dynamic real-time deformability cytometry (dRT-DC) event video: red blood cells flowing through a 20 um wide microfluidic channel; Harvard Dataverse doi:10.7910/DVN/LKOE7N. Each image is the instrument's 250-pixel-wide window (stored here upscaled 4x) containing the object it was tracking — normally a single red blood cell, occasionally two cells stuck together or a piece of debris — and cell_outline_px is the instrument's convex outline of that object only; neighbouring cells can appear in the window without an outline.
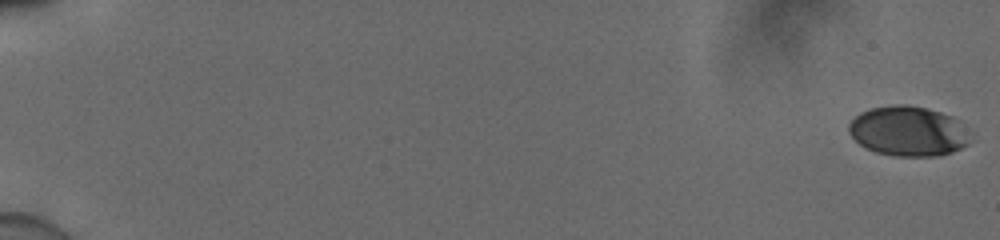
{"species": "human", "species_latin": "Homo sapiens", "temperature_condition": "cold", "stored_images_in_passage": 56, "camera_frame_rate_fps": 3000, "um_per_image_px": 0.085, "donor": {"sex": "male"}, "frame": {"image": 1, "passage_image": 1, "time_ms": 0.0, "image_size_px": [1000, 240], "cell_outline_px": [[968, 144], [952, 152], [936, 156], [896, 156], [876, 152], [864, 148], [848, 132], [848, 124], [860, 112], [872, 108], [896, 104], [904, 104], [924, 108], [940, 112], [952, 116], [968, 140]], "centroid_in_image_um": [77.09, 11.16], "position_along_channel_um": 7.9, "area_um2": 34.56}}
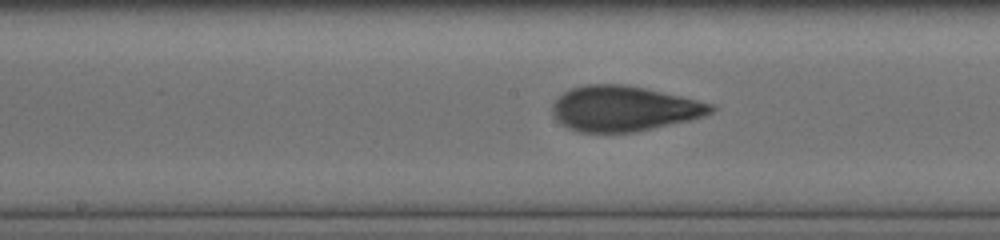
{"frame": {"image": 2, "passage_image": 32, "time_ms": 10.333, "image_size_px": [1000, 240], "cell_outline_px": [[716, 108], [712, 112], [704, 116], [692, 120], [636, 132], [576, 132], [560, 124], [552, 112], [552, 104], [564, 92], [572, 88], [588, 84], [620, 84], [640, 88], [696, 100], [712, 104]], "centroid_in_image_um": [53.0, 9.26], "position_along_channel_um": 195.2, "area_um2": 41.44}}
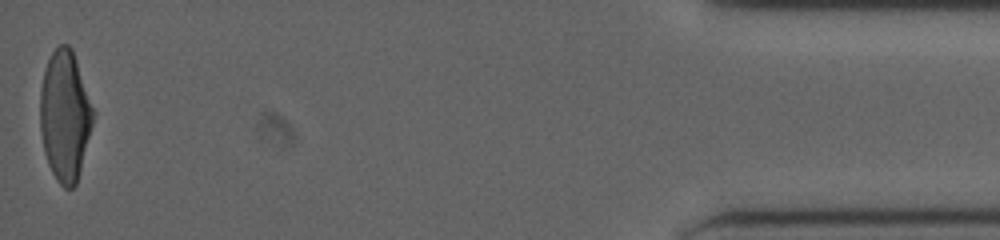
{"frame": {"image": 3, "passage_image": 56, "time_ms": 18.333, "image_size_px": [1000, 240], "cell_outline_px": [[96, 112], [76, 184], [72, 188], [64, 188], [56, 180], [48, 164], [44, 152], [40, 128], [40, 92], [44, 68], [52, 52], [60, 44], [68, 44], [72, 48]], "centroid_in_image_um": [5.53, 9.81], "position_along_channel_um": 429.7, "area_um2": 40.52}, "authors_computed_cell_mechanics": {"area_um2": 39.9976, "velocity_mm_per_s": 3.906, "shape_relaxation_time_tau1_ms": 3.7417, "shape_relaxation_time_tau2_ms": 0.9518, "deformation_change_tau1": 0.1782, "deformation_change_tau2": 0.0795}}